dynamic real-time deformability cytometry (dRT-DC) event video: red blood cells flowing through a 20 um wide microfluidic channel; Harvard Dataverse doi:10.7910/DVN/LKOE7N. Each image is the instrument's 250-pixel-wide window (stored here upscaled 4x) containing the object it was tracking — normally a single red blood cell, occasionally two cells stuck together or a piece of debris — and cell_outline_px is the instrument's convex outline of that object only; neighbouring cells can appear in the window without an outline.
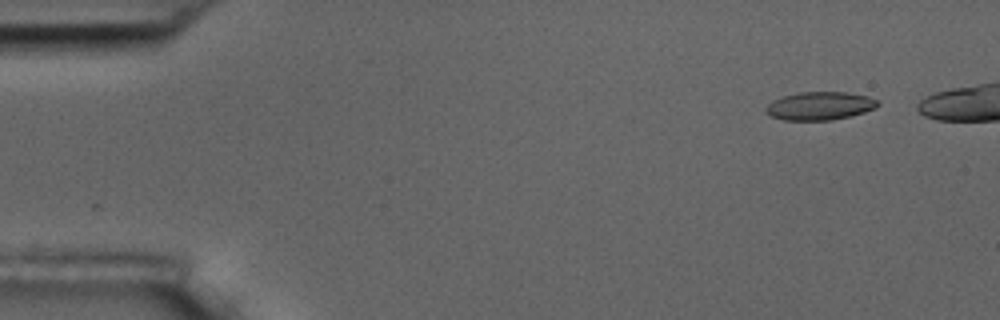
{"species": "common noctule bat (a hibernating species)", "species_latin": "Nyctalus noctula", "temperature_condition": "room temperature", "stored_images_in_passage": 2, "camera_frame_rate_fps": 3000, "um_per_image_px": 0.085, "animal": {"sex": "male", "body_mass_g": 17.5, "forearm_length_mm": 52.3}, "frame": {"image": 1, "passage_image": 2, "time_ms": 1.0, "image_size_px": [1000, 320], "cell_outline_px": [[880, 104], [876, 108], [852, 116], [832, 120], [784, 120], [772, 116], [764, 112], [764, 108], [772, 100], [784, 96], [800, 92], [844, 92], [868, 96], [876, 100]], "centroid_in_image_um": [69.68, 9.0], "position_along_channel_um": 15.3, "area_um2": 18.44}}